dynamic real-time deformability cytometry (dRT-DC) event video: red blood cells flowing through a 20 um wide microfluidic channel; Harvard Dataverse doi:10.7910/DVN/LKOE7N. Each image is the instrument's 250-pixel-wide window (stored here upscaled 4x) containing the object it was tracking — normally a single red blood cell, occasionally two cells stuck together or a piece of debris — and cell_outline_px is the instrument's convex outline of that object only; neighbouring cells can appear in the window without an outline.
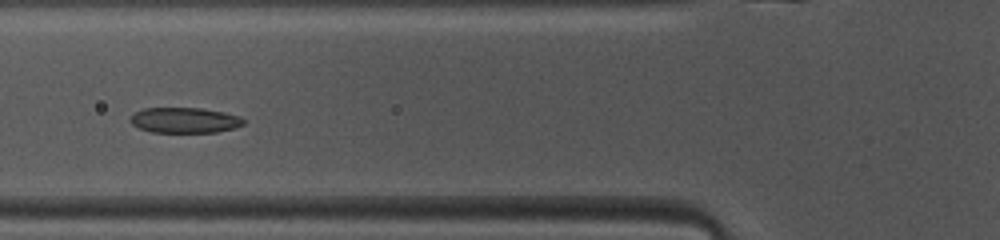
{"species": "common noctule bat (a hibernating species)", "species_latin": "Nyctalus noctula", "temperature_condition": "warm", "stored_images_in_passage": 37, "camera_frame_rate_fps": 3000, "um_per_image_px": 0.085, "animal": {"sex": "female", "body_mass_g": 10.0, "forearm_length_mm": 53.1}, "frame": {"image": 1, "passage_image": 6, "time_ms": 1.667, "image_size_px": [1000, 240], "cell_outline_px": [[244, 120], [240, 124], [228, 128], [212, 132], [156, 132], [144, 128], [136, 124], [132, 120], [132, 116], [148, 108], [192, 108], [216, 112], [232, 116]], "centroid_in_image_um": [15.64, 10.22], "position_along_channel_um": 110.2, "area_um2": 15.2}}
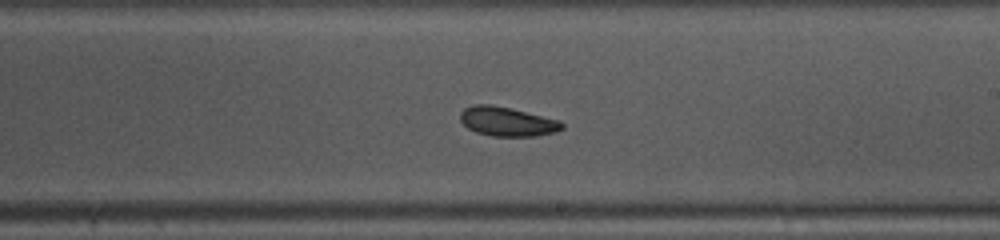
{"frame": {"image": 2, "passage_image": 16, "time_ms": 5.0, "image_size_px": [1000, 240], "cell_outline_px": [[564, 124], [560, 128], [548, 132], [524, 136], [496, 136], [480, 132], [464, 124], [460, 116], [468, 108], [508, 108], [552, 120]], "centroid_in_image_um": [43.11, 10.39], "position_along_channel_um": 245.9, "area_um2": 14.91}}
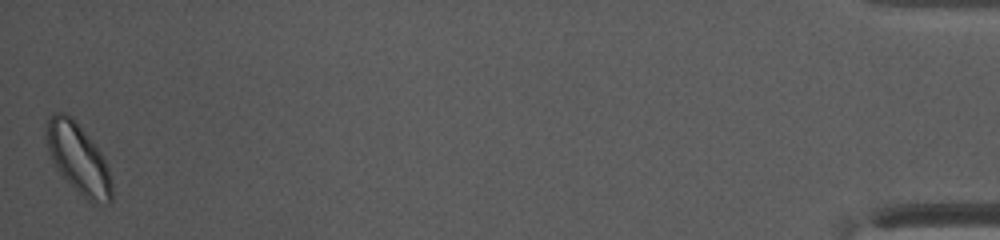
{"frame": {"image": 3, "passage_image": 37, "time_ms": 12.0, "image_size_px": [1000, 240], "cell_outline_px": [[108, 196], [84, 188], [64, 168], [52, 144], [52, 120], [56, 116], [72, 120], [96, 152], [108, 176]], "centroid_in_image_um": [6.69, 13.26], "position_along_channel_um": 428.5, "area_um2": 17.69}}